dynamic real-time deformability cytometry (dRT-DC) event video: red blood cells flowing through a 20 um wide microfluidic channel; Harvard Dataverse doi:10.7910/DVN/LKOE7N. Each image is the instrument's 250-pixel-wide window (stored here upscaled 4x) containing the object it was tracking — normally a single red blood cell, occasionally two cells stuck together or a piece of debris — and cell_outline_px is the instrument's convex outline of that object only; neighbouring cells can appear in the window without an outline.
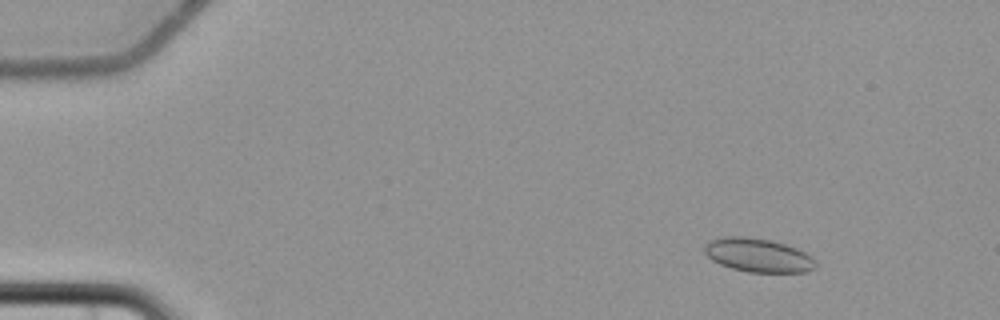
{"species": "common noctule bat (a hibernating species)", "species_latin": "Nyctalus noctula", "temperature_condition": "cold", "stored_images_in_passage": 5, "camera_frame_rate_fps": 3000, "um_per_image_px": 0.085, "animal": {"sex": "female", "body_mass_g": 22.7, "forearm_length_mm": 54.2}, "frame": {"image": 1, "passage_image": 2, "time_ms": 2.0, "image_size_px": [1000, 320], "cell_outline_px": [[816, 268], [808, 272], [748, 272], [732, 268], [720, 264], [712, 260], [704, 252], [704, 244], [708, 240], [724, 236], [744, 236], [768, 240], [784, 244], [796, 248], [812, 256], [816, 260]], "centroid_in_image_um": [64.43, 21.69], "position_along_channel_um": 20.6, "area_um2": 21.96}}
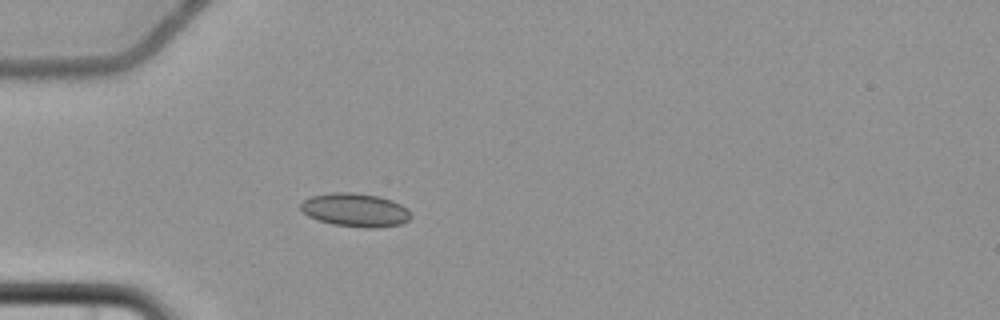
{"frame": {"image": 2, "passage_image": 5, "time_ms": 5.667, "image_size_px": [1000, 320], "cell_outline_px": [[412, 216], [408, 220], [400, 224], [376, 228], [364, 228], [332, 224], [308, 216], [300, 208], [300, 204], [304, 200], [312, 196], [332, 192], [352, 192], [380, 196], [392, 200], [408, 208]], "centroid_in_image_um": [30.22, 17.84], "position_along_channel_um": 54.8, "area_um2": 21.56}}